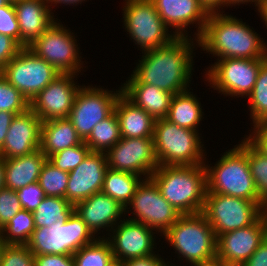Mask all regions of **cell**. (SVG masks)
I'll return each instance as SVG.
<instances>
[{"label":"cell","mask_w":267,"mask_h":266,"mask_svg":"<svg viewBox=\"0 0 267 266\" xmlns=\"http://www.w3.org/2000/svg\"><path fill=\"white\" fill-rule=\"evenodd\" d=\"M193 45L191 38L183 36L165 46L142 52L144 55L131 77L137 83L154 85L173 95L188 90L194 65Z\"/></svg>","instance_id":"6da1fadb"},{"label":"cell","mask_w":267,"mask_h":266,"mask_svg":"<svg viewBox=\"0 0 267 266\" xmlns=\"http://www.w3.org/2000/svg\"><path fill=\"white\" fill-rule=\"evenodd\" d=\"M223 13H209L197 46L217 59H267L263 38L240 19Z\"/></svg>","instance_id":"7a4b0ae2"},{"label":"cell","mask_w":267,"mask_h":266,"mask_svg":"<svg viewBox=\"0 0 267 266\" xmlns=\"http://www.w3.org/2000/svg\"><path fill=\"white\" fill-rule=\"evenodd\" d=\"M151 178L164 199L181 215L202 213L207 192L204 164L158 166Z\"/></svg>","instance_id":"3957f363"},{"label":"cell","mask_w":267,"mask_h":266,"mask_svg":"<svg viewBox=\"0 0 267 266\" xmlns=\"http://www.w3.org/2000/svg\"><path fill=\"white\" fill-rule=\"evenodd\" d=\"M206 169V193H218L239 197L253 202L259 198L247 160V139L233 149L224 152L215 166L204 163Z\"/></svg>","instance_id":"277c9868"},{"label":"cell","mask_w":267,"mask_h":266,"mask_svg":"<svg viewBox=\"0 0 267 266\" xmlns=\"http://www.w3.org/2000/svg\"><path fill=\"white\" fill-rule=\"evenodd\" d=\"M163 236L191 265L216 260L217 237L202 213L181 215Z\"/></svg>","instance_id":"5b68a950"},{"label":"cell","mask_w":267,"mask_h":266,"mask_svg":"<svg viewBox=\"0 0 267 266\" xmlns=\"http://www.w3.org/2000/svg\"><path fill=\"white\" fill-rule=\"evenodd\" d=\"M153 138L158 166H194L206 162L198 131L162 118L155 120Z\"/></svg>","instance_id":"8992f818"},{"label":"cell","mask_w":267,"mask_h":266,"mask_svg":"<svg viewBox=\"0 0 267 266\" xmlns=\"http://www.w3.org/2000/svg\"><path fill=\"white\" fill-rule=\"evenodd\" d=\"M96 239L74 211L65 222L57 221L50 227L35 228L26 245L34 255H73Z\"/></svg>","instance_id":"52a82bcc"},{"label":"cell","mask_w":267,"mask_h":266,"mask_svg":"<svg viewBox=\"0 0 267 266\" xmlns=\"http://www.w3.org/2000/svg\"><path fill=\"white\" fill-rule=\"evenodd\" d=\"M123 23L129 36L134 39L142 51L156 49L169 44L175 34L168 33V28L152 0H125Z\"/></svg>","instance_id":"ba28073f"},{"label":"cell","mask_w":267,"mask_h":266,"mask_svg":"<svg viewBox=\"0 0 267 266\" xmlns=\"http://www.w3.org/2000/svg\"><path fill=\"white\" fill-rule=\"evenodd\" d=\"M262 202L218 193H206L202 214L216 237L254 224L261 217Z\"/></svg>","instance_id":"9c48e42d"},{"label":"cell","mask_w":267,"mask_h":266,"mask_svg":"<svg viewBox=\"0 0 267 266\" xmlns=\"http://www.w3.org/2000/svg\"><path fill=\"white\" fill-rule=\"evenodd\" d=\"M74 37L69 29L56 20L27 48L51 64L60 74L76 75L83 69V62Z\"/></svg>","instance_id":"30bf717a"},{"label":"cell","mask_w":267,"mask_h":266,"mask_svg":"<svg viewBox=\"0 0 267 266\" xmlns=\"http://www.w3.org/2000/svg\"><path fill=\"white\" fill-rule=\"evenodd\" d=\"M0 74L30 103L60 73L43 58L23 47Z\"/></svg>","instance_id":"8fae6325"},{"label":"cell","mask_w":267,"mask_h":266,"mask_svg":"<svg viewBox=\"0 0 267 266\" xmlns=\"http://www.w3.org/2000/svg\"><path fill=\"white\" fill-rule=\"evenodd\" d=\"M267 59H218L205 74L214 90L226 96H248L255 86L261 65Z\"/></svg>","instance_id":"7c38bea8"},{"label":"cell","mask_w":267,"mask_h":266,"mask_svg":"<svg viewBox=\"0 0 267 266\" xmlns=\"http://www.w3.org/2000/svg\"><path fill=\"white\" fill-rule=\"evenodd\" d=\"M129 206V208H128ZM133 208V221L141 222L158 233L164 234L181 216L162 196L158 186L151 177L145 178L138 185L134 196L125 208ZM128 211V212H127Z\"/></svg>","instance_id":"4fadbf2b"},{"label":"cell","mask_w":267,"mask_h":266,"mask_svg":"<svg viewBox=\"0 0 267 266\" xmlns=\"http://www.w3.org/2000/svg\"><path fill=\"white\" fill-rule=\"evenodd\" d=\"M121 93V89L113 92L101 87L81 86L67 118L83 141L98 122L114 111L116 100Z\"/></svg>","instance_id":"5bb4252c"},{"label":"cell","mask_w":267,"mask_h":266,"mask_svg":"<svg viewBox=\"0 0 267 266\" xmlns=\"http://www.w3.org/2000/svg\"><path fill=\"white\" fill-rule=\"evenodd\" d=\"M105 155L108 168L115 171L149 178L158 168L153 137L121 138Z\"/></svg>","instance_id":"9a60e30c"},{"label":"cell","mask_w":267,"mask_h":266,"mask_svg":"<svg viewBox=\"0 0 267 266\" xmlns=\"http://www.w3.org/2000/svg\"><path fill=\"white\" fill-rule=\"evenodd\" d=\"M74 78L75 74H60L32 99L30 108L42 122L68 117L81 88Z\"/></svg>","instance_id":"2e32d148"},{"label":"cell","mask_w":267,"mask_h":266,"mask_svg":"<svg viewBox=\"0 0 267 266\" xmlns=\"http://www.w3.org/2000/svg\"><path fill=\"white\" fill-rule=\"evenodd\" d=\"M116 226L111 230V238L106 237L116 261L124 262L155 254L153 229L127 217L123 221L120 219Z\"/></svg>","instance_id":"e0dca14e"},{"label":"cell","mask_w":267,"mask_h":266,"mask_svg":"<svg viewBox=\"0 0 267 266\" xmlns=\"http://www.w3.org/2000/svg\"><path fill=\"white\" fill-rule=\"evenodd\" d=\"M267 236L262 217L254 224L217 236L216 260L224 266H242Z\"/></svg>","instance_id":"ac0fdd59"},{"label":"cell","mask_w":267,"mask_h":266,"mask_svg":"<svg viewBox=\"0 0 267 266\" xmlns=\"http://www.w3.org/2000/svg\"><path fill=\"white\" fill-rule=\"evenodd\" d=\"M107 169L105 153L90 151L86 158L69 172L65 199L75 205L101 192Z\"/></svg>","instance_id":"d6986e66"},{"label":"cell","mask_w":267,"mask_h":266,"mask_svg":"<svg viewBox=\"0 0 267 266\" xmlns=\"http://www.w3.org/2000/svg\"><path fill=\"white\" fill-rule=\"evenodd\" d=\"M42 121L31 108L16 114L8 129L0 156L10 159L30 154L40 148Z\"/></svg>","instance_id":"ffe728a7"},{"label":"cell","mask_w":267,"mask_h":266,"mask_svg":"<svg viewBox=\"0 0 267 266\" xmlns=\"http://www.w3.org/2000/svg\"><path fill=\"white\" fill-rule=\"evenodd\" d=\"M152 2L164 24L175 28L173 33L176 37L188 36L185 28L197 23L198 30L194 34L195 39L192 40L198 43L209 15L199 0H152Z\"/></svg>","instance_id":"44dd1931"},{"label":"cell","mask_w":267,"mask_h":266,"mask_svg":"<svg viewBox=\"0 0 267 266\" xmlns=\"http://www.w3.org/2000/svg\"><path fill=\"white\" fill-rule=\"evenodd\" d=\"M75 213L95 236L102 228L111 231L125 213V208L107 194L98 192L74 205Z\"/></svg>","instance_id":"7402d4cb"},{"label":"cell","mask_w":267,"mask_h":266,"mask_svg":"<svg viewBox=\"0 0 267 266\" xmlns=\"http://www.w3.org/2000/svg\"><path fill=\"white\" fill-rule=\"evenodd\" d=\"M13 6L19 24L22 47L30 45L56 21L46 0H16Z\"/></svg>","instance_id":"603a6c76"},{"label":"cell","mask_w":267,"mask_h":266,"mask_svg":"<svg viewBox=\"0 0 267 266\" xmlns=\"http://www.w3.org/2000/svg\"><path fill=\"white\" fill-rule=\"evenodd\" d=\"M129 78L121 86L122 94L155 120L166 118L173 94L154 85L137 83L131 76Z\"/></svg>","instance_id":"cb8c5ba5"},{"label":"cell","mask_w":267,"mask_h":266,"mask_svg":"<svg viewBox=\"0 0 267 266\" xmlns=\"http://www.w3.org/2000/svg\"><path fill=\"white\" fill-rule=\"evenodd\" d=\"M114 111L119 121L121 138L154 136L155 119L122 93L116 100Z\"/></svg>","instance_id":"d4e9b609"},{"label":"cell","mask_w":267,"mask_h":266,"mask_svg":"<svg viewBox=\"0 0 267 266\" xmlns=\"http://www.w3.org/2000/svg\"><path fill=\"white\" fill-rule=\"evenodd\" d=\"M3 160L5 187L16 191L38 182L42 166L47 157L38 149L27 155Z\"/></svg>","instance_id":"484cf974"},{"label":"cell","mask_w":267,"mask_h":266,"mask_svg":"<svg viewBox=\"0 0 267 266\" xmlns=\"http://www.w3.org/2000/svg\"><path fill=\"white\" fill-rule=\"evenodd\" d=\"M83 142L68 118H56L42 122L40 150L50 155Z\"/></svg>","instance_id":"4316f807"},{"label":"cell","mask_w":267,"mask_h":266,"mask_svg":"<svg viewBox=\"0 0 267 266\" xmlns=\"http://www.w3.org/2000/svg\"><path fill=\"white\" fill-rule=\"evenodd\" d=\"M202 117L201 104L193 92L191 94L190 89L173 95L167 120L179 127L199 131L198 124L203 119Z\"/></svg>","instance_id":"83f0119b"},{"label":"cell","mask_w":267,"mask_h":266,"mask_svg":"<svg viewBox=\"0 0 267 266\" xmlns=\"http://www.w3.org/2000/svg\"><path fill=\"white\" fill-rule=\"evenodd\" d=\"M142 176L128 172L107 169L101 192L107 194L124 208L134 196Z\"/></svg>","instance_id":"f1b7e54d"},{"label":"cell","mask_w":267,"mask_h":266,"mask_svg":"<svg viewBox=\"0 0 267 266\" xmlns=\"http://www.w3.org/2000/svg\"><path fill=\"white\" fill-rule=\"evenodd\" d=\"M74 212V205L65 198L45 196L33 212L35 228L50 227L57 221L65 222Z\"/></svg>","instance_id":"f546056e"},{"label":"cell","mask_w":267,"mask_h":266,"mask_svg":"<svg viewBox=\"0 0 267 266\" xmlns=\"http://www.w3.org/2000/svg\"><path fill=\"white\" fill-rule=\"evenodd\" d=\"M120 139L119 121L115 111H113L107 118L93 127L84 142L90 151L106 153Z\"/></svg>","instance_id":"4dcf8cb0"},{"label":"cell","mask_w":267,"mask_h":266,"mask_svg":"<svg viewBox=\"0 0 267 266\" xmlns=\"http://www.w3.org/2000/svg\"><path fill=\"white\" fill-rule=\"evenodd\" d=\"M35 230L33 212L21 209L0 230L2 240L6 244L26 245Z\"/></svg>","instance_id":"1f68e13d"},{"label":"cell","mask_w":267,"mask_h":266,"mask_svg":"<svg viewBox=\"0 0 267 266\" xmlns=\"http://www.w3.org/2000/svg\"><path fill=\"white\" fill-rule=\"evenodd\" d=\"M73 260L75 266H110L115 261L110 243L101 236L75 252Z\"/></svg>","instance_id":"d6a6232c"},{"label":"cell","mask_w":267,"mask_h":266,"mask_svg":"<svg viewBox=\"0 0 267 266\" xmlns=\"http://www.w3.org/2000/svg\"><path fill=\"white\" fill-rule=\"evenodd\" d=\"M248 97L253 124L267 123V60L261 65L255 86Z\"/></svg>","instance_id":"836d02e7"},{"label":"cell","mask_w":267,"mask_h":266,"mask_svg":"<svg viewBox=\"0 0 267 266\" xmlns=\"http://www.w3.org/2000/svg\"><path fill=\"white\" fill-rule=\"evenodd\" d=\"M69 173L56 168L48 160L43 164L38 184L45 196L65 198Z\"/></svg>","instance_id":"e575fe53"},{"label":"cell","mask_w":267,"mask_h":266,"mask_svg":"<svg viewBox=\"0 0 267 266\" xmlns=\"http://www.w3.org/2000/svg\"><path fill=\"white\" fill-rule=\"evenodd\" d=\"M247 160L259 198L264 201L267 198V157L260 153L248 140Z\"/></svg>","instance_id":"d590c367"},{"label":"cell","mask_w":267,"mask_h":266,"mask_svg":"<svg viewBox=\"0 0 267 266\" xmlns=\"http://www.w3.org/2000/svg\"><path fill=\"white\" fill-rule=\"evenodd\" d=\"M90 148L83 141L77 146L66 148L50 155L47 160L62 171L74 170L89 154Z\"/></svg>","instance_id":"8d00e7d4"},{"label":"cell","mask_w":267,"mask_h":266,"mask_svg":"<svg viewBox=\"0 0 267 266\" xmlns=\"http://www.w3.org/2000/svg\"><path fill=\"white\" fill-rule=\"evenodd\" d=\"M28 108V100L0 74V111L19 114Z\"/></svg>","instance_id":"74e56055"},{"label":"cell","mask_w":267,"mask_h":266,"mask_svg":"<svg viewBox=\"0 0 267 266\" xmlns=\"http://www.w3.org/2000/svg\"><path fill=\"white\" fill-rule=\"evenodd\" d=\"M0 266H35L34 254L27 245L7 244Z\"/></svg>","instance_id":"f35d334b"},{"label":"cell","mask_w":267,"mask_h":266,"mask_svg":"<svg viewBox=\"0 0 267 266\" xmlns=\"http://www.w3.org/2000/svg\"><path fill=\"white\" fill-rule=\"evenodd\" d=\"M22 209L15 190L0 189V230Z\"/></svg>","instance_id":"ab89813d"},{"label":"cell","mask_w":267,"mask_h":266,"mask_svg":"<svg viewBox=\"0 0 267 266\" xmlns=\"http://www.w3.org/2000/svg\"><path fill=\"white\" fill-rule=\"evenodd\" d=\"M0 34L8 35L20 44V30L13 2L0 7Z\"/></svg>","instance_id":"60d3db41"},{"label":"cell","mask_w":267,"mask_h":266,"mask_svg":"<svg viewBox=\"0 0 267 266\" xmlns=\"http://www.w3.org/2000/svg\"><path fill=\"white\" fill-rule=\"evenodd\" d=\"M22 209L34 212L45 197L44 191L38 182L16 190Z\"/></svg>","instance_id":"b9f144b4"},{"label":"cell","mask_w":267,"mask_h":266,"mask_svg":"<svg viewBox=\"0 0 267 266\" xmlns=\"http://www.w3.org/2000/svg\"><path fill=\"white\" fill-rule=\"evenodd\" d=\"M22 48L12 37L0 34V71L17 56Z\"/></svg>","instance_id":"7bdbcfd3"},{"label":"cell","mask_w":267,"mask_h":266,"mask_svg":"<svg viewBox=\"0 0 267 266\" xmlns=\"http://www.w3.org/2000/svg\"><path fill=\"white\" fill-rule=\"evenodd\" d=\"M35 266H75L73 255H34Z\"/></svg>","instance_id":"ee69618b"},{"label":"cell","mask_w":267,"mask_h":266,"mask_svg":"<svg viewBox=\"0 0 267 266\" xmlns=\"http://www.w3.org/2000/svg\"><path fill=\"white\" fill-rule=\"evenodd\" d=\"M253 132L247 140L264 156L267 157V123L253 125Z\"/></svg>","instance_id":"f6af8a7d"},{"label":"cell","mask_w":267,"mask_h":266,"mask_svg":"<svg viewBox=\"0 0 267 266\" xmlns=\"http://www.w3.org/2000/svg\"><path fill=\"white\" fill-rule=\"evenodd\" d=\"M124 266H169V261L165 262L161 256L157 254L139 257L122 262Z\"/></svg>","instance_id":"bcb514c9"},{"label":"cell","mask_w":267,"mask_h":266,"mask_svg":"<svg viewBox=\"0 0 267 266\" xmlns=\"http://www.w3.org/2000/svg\"><path fill=\"white\" fill-rule=\"evenodd\" d=\"M242 266H267V236Z\"/></svg>","instance_id":"7dc6e473"},{"label":"cell","mask_w":267,"mask_h":266,"mask_svg":"<svg viewBox=\"0 0 267 266\" xmlns=\"http://www.w3.org/2000/svg\"><path fill=\"white\" fill-rule=\"evenodd\" d=\"M16 114L8 111H0V151L2 150L8 129Z\"/></svg>","instance_id":"c3c4849f"},{"label":"cell","mask_w":267,"mask_h":266,"mask_svg":"<svg viewBox=\"0 0 267 266\" xmlns=\"http://www.w3.org/2000/svg\"><path fill=\"white\" fill-rule=\"evenodd\" d=\"M199 2L208 13L221 12L220 8L227 5V0H199Z\"/></svg>","instance_id":"681fc988"},{"label":"cell","mask_w":267,"mask_h":266,"mask_svg":"<svg viewBox=\"0 0 267 266\" xmlns=\"http://www.w3.org/2000/svg\"><path fill=\"white\" fill-rule=\"evenodd\" d=\"M262 1L263 0H227V6L226 7H228V6H234L235 4H237V5H240V4H244V3H249V2H255L254 4H255V6L257 7V10H259L260 9V6H261V4H262ZM232 4V5H231Z\"/></svg>","instance_id":"f907efd6"},{"label":"cell","mask_w":267,"mask_h":266,"mask_svg":"<svg viewBox=\"0 0 267 266\" xmlns=\"http://www.w3.org/2000/svg\"><path fill=\"white\" fill-rule=\"evenodd\" d=\"M47 1V3L48 4H50L49 6H53L52 4H58V3H60V4H66V5H70V4H75V5H77L78 3H82L83 1H85V0H46Z\"/></svg>","instance_id":"816d5d0a"},{"label":"cell","mask_w":267,"mask_h":266,"mask_svg":"<svg viewBox=\"0 0 267 266\" xmlns=\"http://www.w3.org/2000/svg\"><path fill=\"white\" fill-rule=\"evenodd\" d=\"M258 12L260 13V16L262 17V20L265 21V26L267 27V0L262 1V4Z\"/></svg>","instance_id":"f5cc1de1"},{"label":"cell","mask_w":267,"mask_h":266,"mask_svg":"<svg viewBox=\"0 0 267 266\" xmlns=\"http://www.w3.org/2000/svg\"><path fill=\"white\" fill-rule=\"evenodd\" d=\"M261 217L263 219L266 233H267V198L264 201H262V204H261Z\"/></svg>","instance_id":"db71d44e"},{"label":"cell","mask_w":267,"mask_h":266,"mask_svg":"<svg viewBox=\"0 0 267 266\" xmlns=\"http://www.w3.org/2000/svg\"><path fill=\"white\" fill-rule=\"evenodd\" d=\"M5 187L4 160L0 156V189Z\"/></svg>","instance_id":"11a10c76"},{"label":"cell","mask_w":267,"mask_h":266,"mask_svg":"<svg viewBox=\"0 0 267 266\" xmlns=\"http://www.w3.org/2000/svg\"><path fill=\"white\" fill-rule=\"evenodd\" d=\"M191 266H224V265L221 262L215 260L205 264H192Z\"/></svg>","instance_id":"9f6ffc18"},{"label":"cell","mask_w":267,"mask_h":266,"mask_svg":"<svg viewBox=\"0 0 267 266\" xmlns=\"http://www.w3.org/2000/svg\"><path fill=\"white\" fill-rule=\"evenodd\" d=\"M6 245L7 244L2 240L1 235H0V262H1L2 254H3L4 248Z\"/></svg>","instance_id":"6f0895ef"},{"label":"cell","mask_w":267,"mask_h":266,"mask_svg":"<svg viewBox=\"0 0 267 266\" xmlns=\"http://www.w3.org/2000/svg\"><path fill=\"white\" fill-rule=\"evenodd\" d=\"M110 266H124L122 262L114 261Z\"/></svg>","instance_id":"680465c9"},{"label":"cell","mask_w":267,"mask_h":266,"mask_svg":"<svg viewBox=\"0 0 267 266\" xmlns=\"http://www.w3.org/2000/svg\"><path fill=\"white\" fill-rule=\"evenodd\" d=\"M9 2V0H0V7L6 6Z\"/></svg>","instance_id":"91938a15"}]
</instances>
